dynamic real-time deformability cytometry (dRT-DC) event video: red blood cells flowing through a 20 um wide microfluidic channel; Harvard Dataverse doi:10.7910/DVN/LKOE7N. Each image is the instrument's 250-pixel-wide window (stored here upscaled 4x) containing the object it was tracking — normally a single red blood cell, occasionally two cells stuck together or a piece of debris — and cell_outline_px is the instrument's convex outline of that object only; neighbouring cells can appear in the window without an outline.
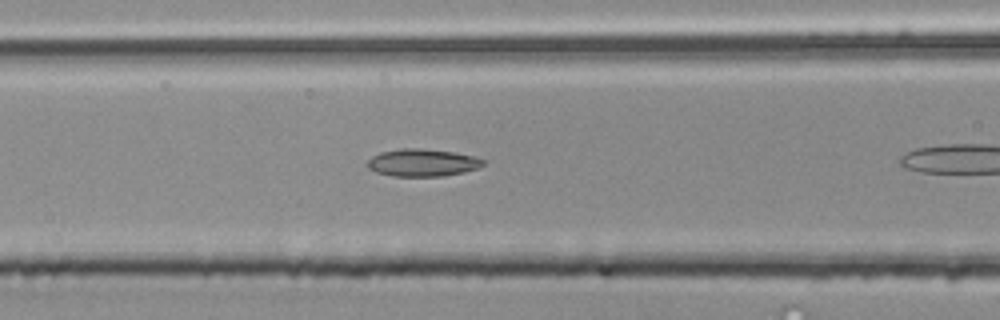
{"species": "common noctule bat (a hibernating species)", "species_latin": "Nyctalus noctula", "temperature_condition": "room temperature", "stored_images_in_passage": 11, "camera_frame_rate_fps": 3000, "um_per_image_px": 0.085, "animal": {"sex": "male", "body_mass_g": 20.4}, "frame": {"image": 1, "passage_image": 7, "time_ms": 2.0, "image_size_px": [1000, 320], "cell_outline_px": [[484, 164], [476, 168], [464, 172], [444, 176], [392, 176], [376, 172], [368, 168], [368, 160], [372, 156], [380, 152], [400, 148], [420, 148], [452, 152], [476, 156], [484, 160]], "centroid_in_image_um": [35.89, 13.82], "position_along_channel_um": 130.7, "area_um2": 18.5}}
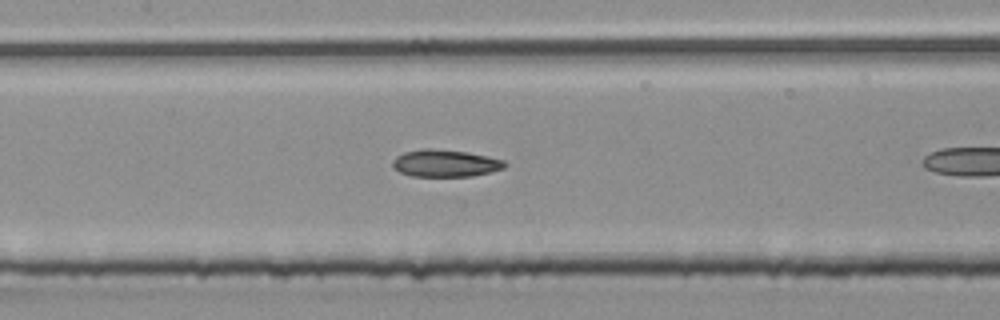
{"frame": {"image": 2, "passage_image": 10, "time_ms": 3.0, "image_size_px": [1000, 320], "cell_outline_px": [[508, 164], [504, 168], [472, 176], [412, 176], [400, 172], [392, 168], [392, 160], [396, 156], [404, 152], [424, 148], [432, 148], [468, 152], [488, 156], [504, 160]], "centroid_in_image_um": [37.83, 13.87], "position_along_channel_um": 169.6, "area_um2": 17.86}}